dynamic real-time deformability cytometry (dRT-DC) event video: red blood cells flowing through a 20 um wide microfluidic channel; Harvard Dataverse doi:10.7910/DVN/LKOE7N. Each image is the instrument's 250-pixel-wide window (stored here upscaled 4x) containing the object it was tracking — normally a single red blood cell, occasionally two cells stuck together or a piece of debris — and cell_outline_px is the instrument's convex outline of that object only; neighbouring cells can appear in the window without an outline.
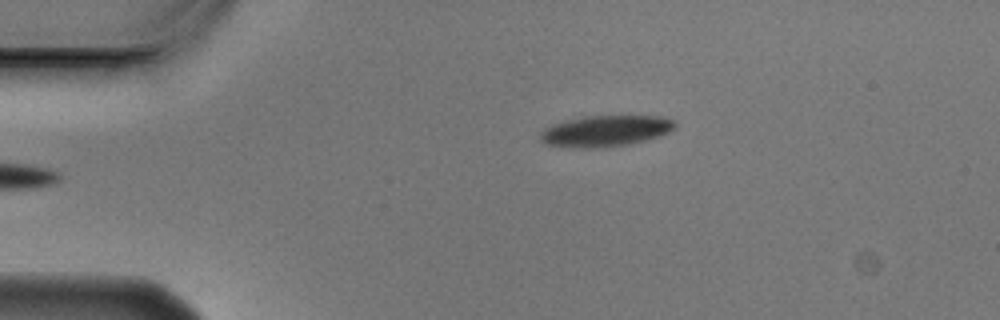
{"species": "Egyptian fruit bat (a non-hibernating species)", "species_latin": "Rousettus aegyptiacus", "temperature_condition": "cold", "stored_images_in_passage": 5, "camera_frame_rate_fps": 3000, "um_per_image_px": 0.085, "animal": {"sex": "male"}, "frame": {"image": 1, "passage_image": 5, "time_ms": 1.333, "image_size_px": [1000, 320], "cell_outline_px": [[676, 128], [660, 136], [628, 144], [604, 148], [572, 148], [544, 144], [540, 140], [540, 132], [544, 128], [552, 124], [564, 120], [588, 116], [660, 116], [676, 120]], "centroid_in_image_um": [51.45, 11.14], "position_along_channel_um": 33.6, "area_um2": 24.74}}